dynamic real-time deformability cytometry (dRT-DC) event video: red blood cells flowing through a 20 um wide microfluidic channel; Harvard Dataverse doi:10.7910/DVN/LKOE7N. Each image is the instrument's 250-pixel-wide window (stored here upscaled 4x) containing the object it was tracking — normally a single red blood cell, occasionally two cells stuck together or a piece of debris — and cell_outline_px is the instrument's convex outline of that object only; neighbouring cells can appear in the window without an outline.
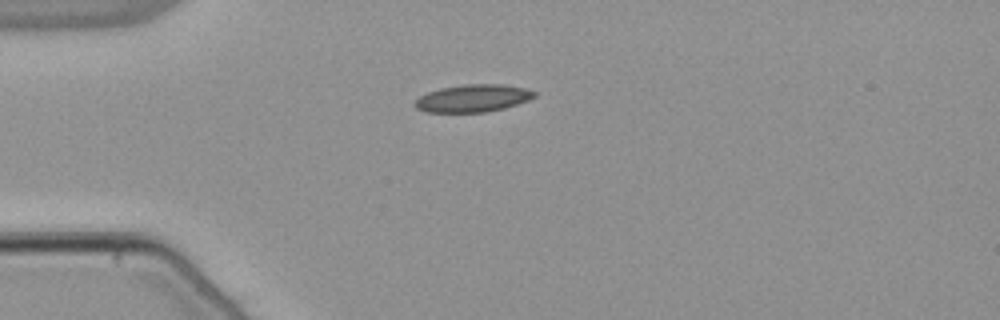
{"species": "common noctule bat (a hibernating species)", "species_latin": "Nyctalus noctula", "temperature_condition": "warm", "stored_images_in_passage": 40, "camera_frame_rate_fps": 3000, "um_per_image_px": 0.085, "animal": {"sex": "male", "body_mass_g": 21.5, "forearm_length_mm": 52.0}, "frame": {"image": 1, "passage_image": 1, "time_ms": 0.0, "image_size_px": [1000, 320], "cell_outline_px": [[536, 96], [528, 100], [504, 108], [484, 112], [424, 112], [416, 108], [412, 104], [420, 96], [428, 92], [440, 88], [464, 84], [500, 84], [524, 88], [536, 92]], "centroid_in_image_um": [40.16, 8.35], "position_along_channel_um": 44.8, "area_um2": 19.07}}
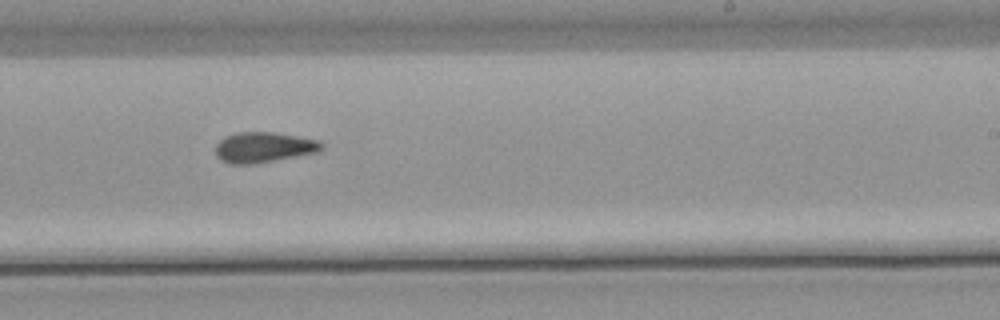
{"frame": {"image": 2, "passage_image": 20, "time_ms": 6.333, "image_size_px": [1000, 320], "cell_outline_px": [[324, 148], [316, 152], [296, 156], [248, 164], [232, 164], [220, 160], [216, 156], [216, 144], [224, 136], [236, 132], [272, 132], [320, 140], [324, 144]], "centroid_in_image_um": [22.39, 12.5], "position_along_channel_um": 266.6, "area_um2": 18.67}}
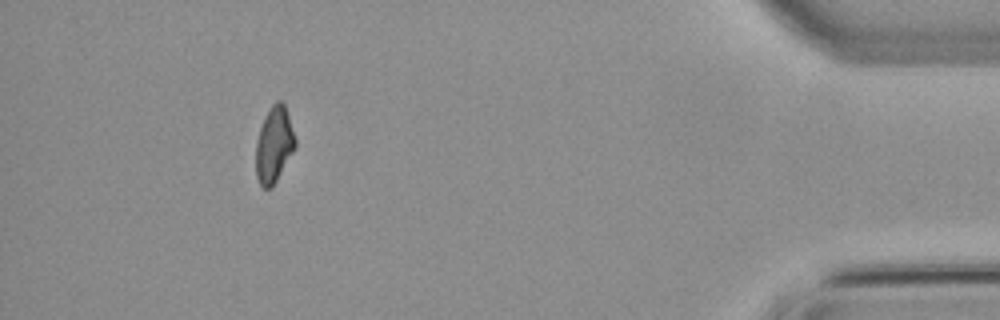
{"frame": {"image": 3, "passage_image": 36, "time_ms": 11.667, "image_size_px": [1000, 320], "cell_outline_px": [[296, 144], [292, 152], [272, 188], [264, 188], [260, 184], [256, 176], [256, 140], [260, 128], [272, 104], [276, 100], [280, 100], [284, 104], [296, 140]], "centroid_in_image_um": [23.28, 12.31], "position_along_channel_um": 411.9, "area_um2": 16.99}, "authors_computed_cell_mechanics": {"area_um2": 18.496, "velocity_mm_per_s": 3.8392, "shape_relaxation_time_tau1_ms": null, "shape_relaxation_time_tau2_ms": 3.2695, "deformation_change_tau1": null, "deformation_change_tau2": 0.0979}}